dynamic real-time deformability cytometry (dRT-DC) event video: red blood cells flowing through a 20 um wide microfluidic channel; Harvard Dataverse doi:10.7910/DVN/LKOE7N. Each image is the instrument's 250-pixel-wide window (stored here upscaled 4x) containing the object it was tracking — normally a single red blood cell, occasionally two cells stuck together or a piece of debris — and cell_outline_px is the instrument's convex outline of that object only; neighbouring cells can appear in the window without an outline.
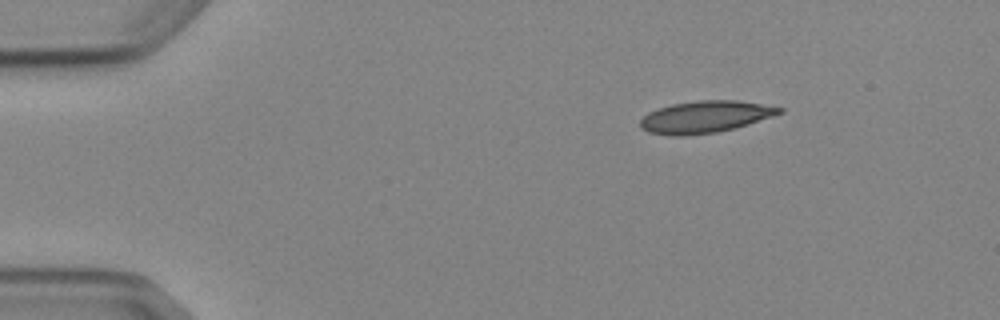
{"species": "Egyptian fruit bat (a non-hibernating species)", "species_latin": "Rousettus aegyptiacus", "temperature_condition": "cold", "stored_images_in_passage": 3, "camera_frame_rate_fps": 3000, "um_per_image_px": 0.085, "animal": {"sex": "female"}, "frame": {"image": 1, "passage_image": 1, "time_ms": 0.0, "image_size_px": [1000, 320], "cell_outline_px": [[784, 112], [736, 128], [716, 132], [684, 136], [672, 136], [648, 132], [640, 128], [640, 120], [648, 112], [672, 104], [700, 100], [736, 100], [784, 108]], "centroid_in_image_um": [59.92, 9.94], "position_along_channel_um": 25.1, "area_um2": 25.78}}